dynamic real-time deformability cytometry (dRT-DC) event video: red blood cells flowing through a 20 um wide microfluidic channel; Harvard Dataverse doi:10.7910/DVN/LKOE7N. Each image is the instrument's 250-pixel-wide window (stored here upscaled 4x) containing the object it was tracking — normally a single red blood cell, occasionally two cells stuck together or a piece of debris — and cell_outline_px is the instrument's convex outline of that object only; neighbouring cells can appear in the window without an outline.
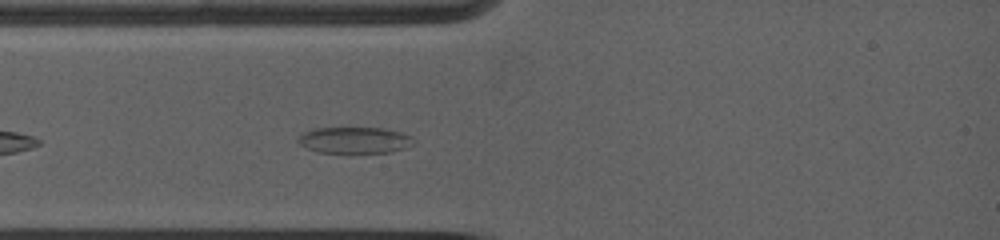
{"species": "common noctule bat (a hibernating species)", "species_latin": "Nyctalus noctula", "temperature_condition": "warm", "stored_images_in_passage": 31, "camera_frame_rate_fps": 5000, "um_per_image_px": 0.085, "animal": {"sex": "female", "body_mass_g": 19.0, "forearm_length_mm": 53.3}, "frame": {"image": 1, "passage_image": 5, "time_ms": 1.4, "image_size_px": [1000, 240], "cell_outline_px": [[412, 136], [404, 148], [392, 152], [316, 152], [300, 144], [300, 136], [304, 132], [312, 128], [384, 128], [400, 132]], "centroid_in_image_um": [30.09, 11.9], "position_along_channel_um": 54.9, "area_um2": 17.17}}
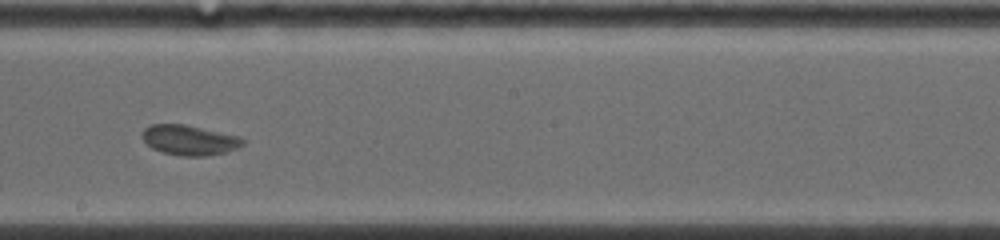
{"frame": {"image": 2, "passage_image": 18, "time_ms": 6.0, "image_size_px": [1000, 240], "cell_outline_px": [[244, 144], [236, 148], [224, 152], [204, 156], [180, 156], [164, 152], [152, 148], [140, 136], [140, 132], [144, 128], [152, 124], [184, 124], [240, 136], [244, 140]], "centroid_in_image_um": [16.07, 11.89], "position_along_channel_um": 232.1, "area_um2": 17.57}}
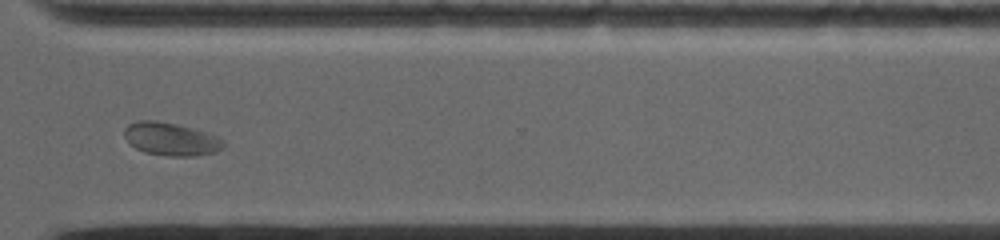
{"frame": {"image": 3, "passage_image": 27, "time_ms": 9.2, "image_size_px": [1000, 240], "cell_outline_px": [[224, 144], [216, 152], [196, 156], [168, 156], [144, 152], [136, 148], [124, 136], [124, 128], [128, 124], [140, 120], [156, 120], [176, 124], [208, 132], [224, 140]], "centroid_in_image_um": [14.53, 11.81], "position_along_channel_um": 356.1, "area_um2": 19.02}, "authors_computed_cell_mechanics": {"area_um2": 17.8024, "velocity_mm_per_s": 3.8532, "shape_relaxation_time_tau1_ms": 4.6836, "shape_relaxation_time_tau2_ms": null, "deformation_change_tau1": 0.1243, "deformation_change_tau2": null}}